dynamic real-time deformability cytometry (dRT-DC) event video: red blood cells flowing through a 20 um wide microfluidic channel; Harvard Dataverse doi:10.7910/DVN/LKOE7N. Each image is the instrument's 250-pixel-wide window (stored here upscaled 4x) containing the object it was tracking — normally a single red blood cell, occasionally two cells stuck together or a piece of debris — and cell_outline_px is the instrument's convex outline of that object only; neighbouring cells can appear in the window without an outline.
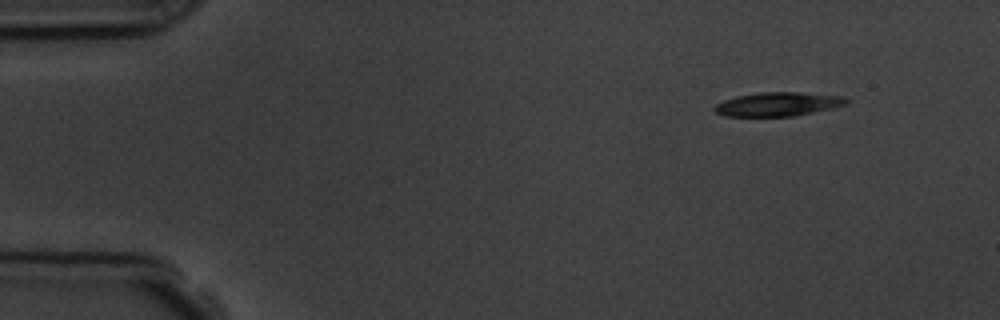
{"species": "common noctule bat (a hibernating species)", "species_latin": "Nyctalus noctula", "temperature_condition": "room temperature", "stored_images_in_passage": 7, "camera_frame_rate_fps": 3000, "um_per_image_px": 0.085, "animal": {"sex": "male", "body_mass_g": 19.5, "forearm_length_mm": 54.6}, "frame": {"image": 1, "passage_image": 1, "time_ms": 0.0, "image_size_px": [1000, 320], "cell_outline_px": [[848, 104], [832, 108], [792, 116], [724, 116], [716, 112], [712, 108], [716, 104], [724, 100], [736, 96], [760, 92], [800, 92], [844, 96], [848, 100]], "centroid_in_image_um": [66.12, 8.85], "position_along_channel_um": 18.9, "area_um2": 18.32}}